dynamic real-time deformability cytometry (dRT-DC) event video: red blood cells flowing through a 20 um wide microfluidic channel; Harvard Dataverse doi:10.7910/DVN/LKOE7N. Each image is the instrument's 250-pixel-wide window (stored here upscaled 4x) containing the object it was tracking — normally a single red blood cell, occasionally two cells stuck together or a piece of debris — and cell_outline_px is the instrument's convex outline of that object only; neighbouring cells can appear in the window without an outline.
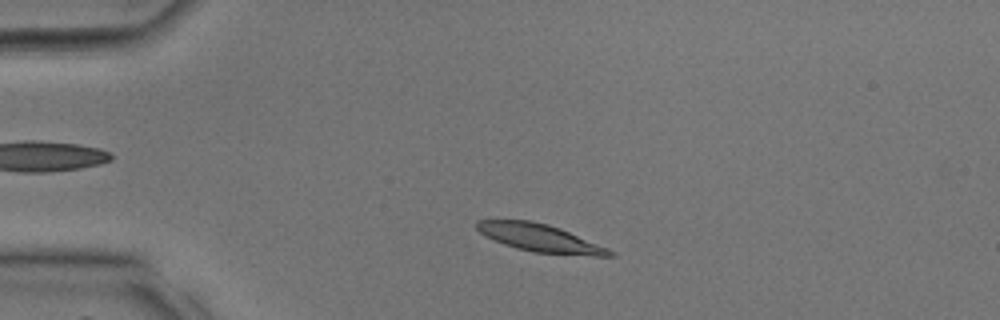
{"species": "common noctule bat (a hibernating species)", "species_latin": "Nyctalus noctula", "temperature_condition": "room temperature", "stored_images_in_passage": 32, "camera_frame_rate_fps": 3000, "um_per_image_px": 0.085, "animal": {"sex": "male", "body_mass_g": 17.9, "forearm_length_mm": 54.2}, "frame": {"image": 1, "passage_image": 4, "time_ms": 1.0, "image_size_px": [1000, 320], "cell_outline_px": [[616, 256], [596, 256], [532, 252], [516, 248], [504, 244], [480, 232], [476, 228], [476, 220], [532, 220], [548, 224], [560, 228], [608, 248], [616, 252]], "centroid_in_image_um": [45.94, 20.23], "position_along_channel_um": 39.1, "area_um2": 21.33}}
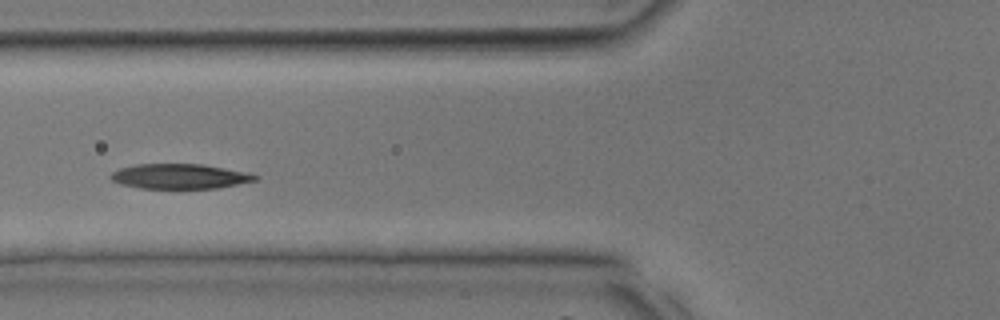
{"frame": {"image": 2, "passage_image": 10, "time_ms": 3.0, "image_size_px": [1000, 320], "cell_outline_px": [[260, 176], [256, 180], [216, 188], [140, 188], [120, 184], [112, 180], [108, 176], [112, 172], [120, 168], [136, 164], [204, 164], [248, 172]], "centroid_in_image_um": [15.27, 14.98], "position_along_channel_um": 110.5, "area_um2": 20.98}}
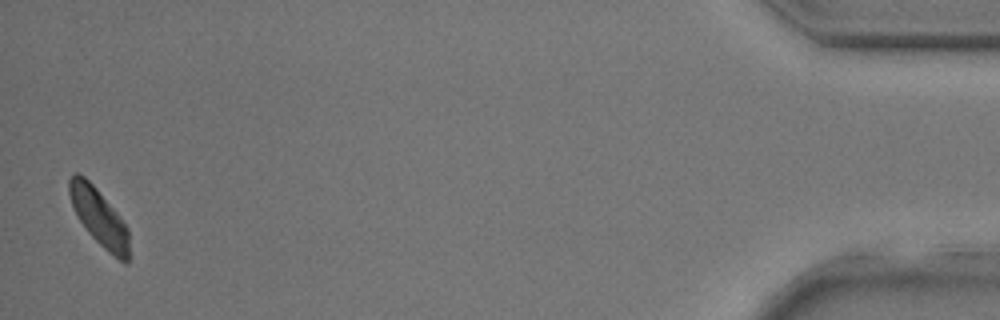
{"frame": {"image": 3, "passage_image": 32, "time_ms": 10.333, "image_size_px": [1000, 320], "cell_outline_px": [[128, 260], [124, 264], [108, 252], [88, 232], [76, 216], [68, 192], [68, 180], [76, 172], [84, 176], [96, 188], [120, 216], [128, 228]], "centroid_in_image_um": [8.4, 18.45], "position_along_channel_um": 426.8, "area_um2": 19.71}}